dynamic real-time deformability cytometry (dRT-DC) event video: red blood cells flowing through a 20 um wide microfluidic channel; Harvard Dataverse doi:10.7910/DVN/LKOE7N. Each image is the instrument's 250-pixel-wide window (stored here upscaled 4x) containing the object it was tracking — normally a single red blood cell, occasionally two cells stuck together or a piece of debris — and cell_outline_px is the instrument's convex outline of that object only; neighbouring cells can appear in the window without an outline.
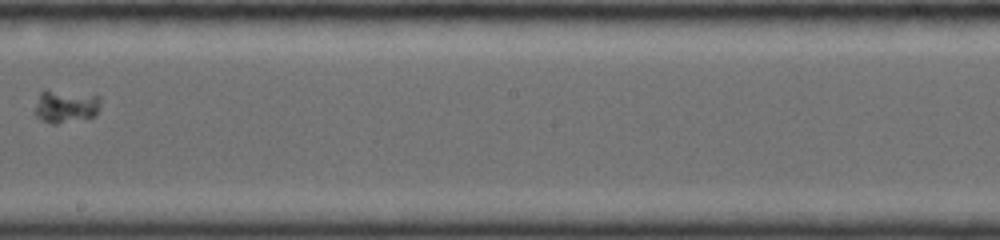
{"species": "common noctule bat (a hibernating species)", "species_latin": "Nyctalus noctula", "temperature_condition": "room temperature", "stored_images_in_passage": 15, "segment_of_instrument_passage": [2, 2], "camera_frame_rate_fps": 4000, "um_per_image_px": 0.085, "animal": {"sex": "female", "body_mass_g": 19.0, "forearm_length_mm": 56.7}, "frame": {"image": 1, "passage_image": 15, "time_ms": 7.25, "image_size_px": [1000, 240], "cell_outline_px": [[100, 104], [96, 116], [56, 124], [52, 124], [40, 120], [32, 112], [40, 92], [48, 92], [100, 96]], "centroid_in_image_um": [5.55, 9.11], "position_along_channel_um": 242.7, "area_um2": 12.2}}